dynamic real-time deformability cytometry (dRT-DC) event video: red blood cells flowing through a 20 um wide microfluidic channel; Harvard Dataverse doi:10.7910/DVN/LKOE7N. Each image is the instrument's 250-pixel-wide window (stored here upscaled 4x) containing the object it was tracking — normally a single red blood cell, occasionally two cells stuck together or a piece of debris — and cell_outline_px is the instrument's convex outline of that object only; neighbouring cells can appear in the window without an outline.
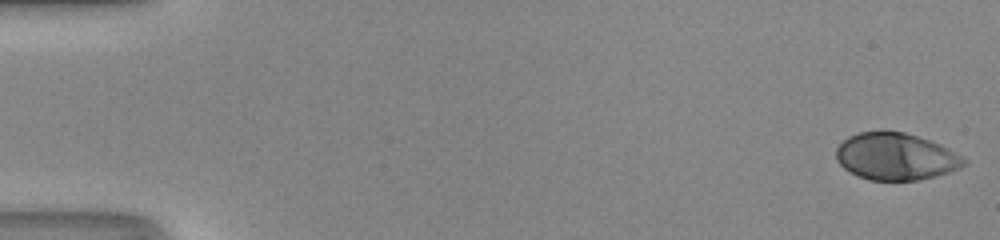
{"species": "human", "species_latin": "Homo sapiens", "temperature_condition": "room temperature", "stored_images_in_passage": 50, "camera_frame_rate_fps": 3000, "um_per_image_px": 0.085, "donor": {"sex": "male"}, "frame": {"image": 1, "passage_image": 1, "time_ms": 0.0, "image_size_px": [1000, 240], "cell_outline_px": [[968, 164], [960, 168], [936, 176], [916, 180], [872, 180], [860, 176], [844, 168], [836, 160], [836, 148], [848, 136], [860, 132], [880, 128], [904, 132], [940, 144], [968, 160]], "centroid_in_image_um": [76.13, 13.27], "position_along_channel_um": 8.9, "area_um2": 35.26}}
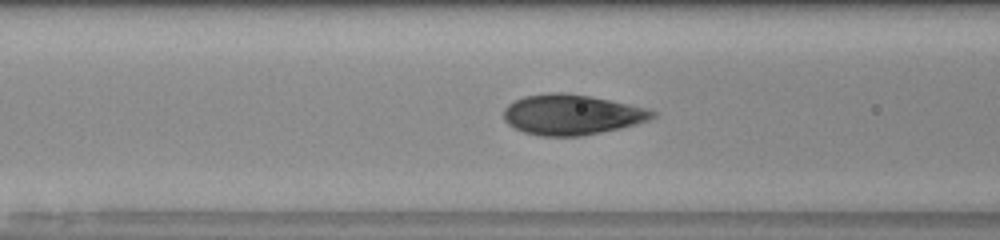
{"frame": {"image": 2, "passage_image": 21, "time_ms": 6.667, "image_size_px": [1000, 240], "cell_outline_px": [[656, 116], [648, 120], [636, 124], [620, 128], [580, 136], [540, 136], [524, 132], [508, 124], [504, 120], [504, 108], [508, 104], [524, 96], [548, 92], [564, 92], [588, 96], [648, 108], [656, 112]], "centroid_in_image_um": [48.58, 9.74], "position_along_channel_um": 118.0, "area_um2": 34.8}}
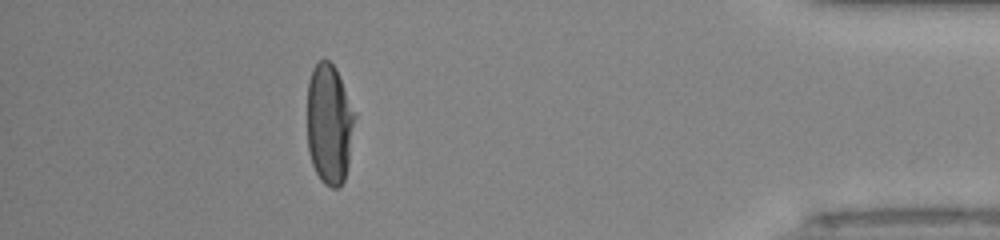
{"frame": {"image": 3, "passage_image": 45, "time_ms": 14.667, "image_size_px": [1000, 240], "cell_outline_px": [[356, 116], [348, 164], [344, 180], [336, 188], [332, 188], [324, 184], [320, 180], [312, 164], [308, 152], [308, 80], [312, 68], [320, 60], [328, 60], [336, 68]], "centroid_in_image_um": [27.98, 10.55], "position_along_channel_um": 407.2, "area_um2": 33.35}, "authors_computed_cell_mechanics": {"area_um2": 34.7956, "velocity_mm_per_s": 4.213, "shape_relaxation_time_tau1_ms": 4.0812, "shape_relaxation_time_tau2_ms": null, "deformation_change_tau1": 0.2252, "deformation_change_tau2": null}}